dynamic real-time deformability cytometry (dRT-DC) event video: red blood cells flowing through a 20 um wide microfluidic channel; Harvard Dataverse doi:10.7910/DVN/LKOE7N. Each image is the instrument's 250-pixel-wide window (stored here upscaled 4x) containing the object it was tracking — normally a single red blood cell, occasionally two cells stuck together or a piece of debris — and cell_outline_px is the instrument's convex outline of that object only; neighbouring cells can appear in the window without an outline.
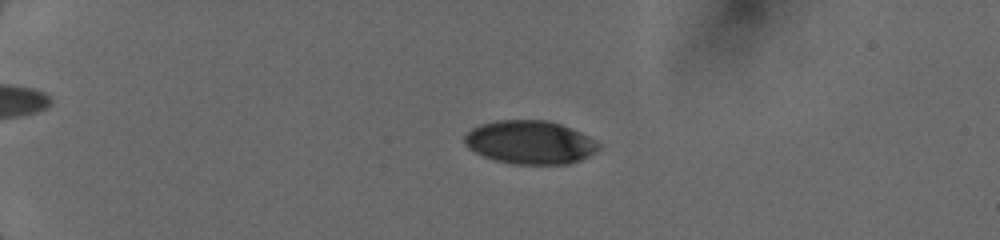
{"species": "human", "species_latin": "Homo sapiens", "temperature_condition": "cold", "stored_images_in_passage": 12, "camera_frame_rate_fps": 3000, "um_per_image_px": 0.085, "donor": {"sex": "female"}, "frame": {"image": 1, "passage_image": 5, "time_ms": 4.333, "image_size_px": [1000, 240], "cell_outline_px": [[600, 148], [588, 156], [580, 160], [568, 164], [512, 164], [496, 160], [484, 156], [468, 148], [464, 144], [464, 136], [472, 128], [480, 124], [496, 120], [548, 120], [560, 124], [580, 132], [600, 144]], "centroid_in_image_um": [45.03, 12.09], "position_along_channel_um": 40.0, "area_um2": 33.81}}
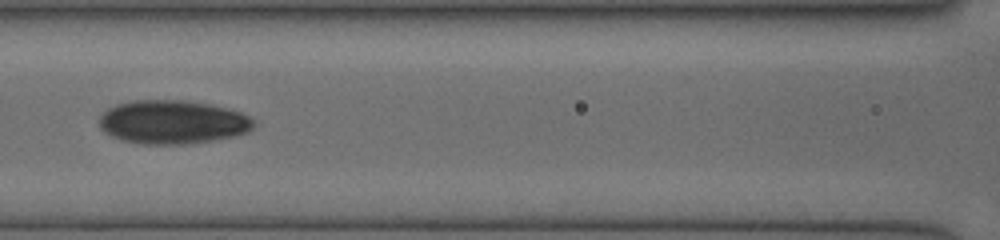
{"frame": {"image": 2, "passage_image": 9, "time_ms": 8.667, "image_size_px": [1000, 240], "cell_outline_px": [[256, 124], [248, 132], [236, 136], [188, 144], [140, 144], [120, 140], [104, 132], [100, 128], [100, 116], [108, 108], [116, 104], [136, 100], [184, 100], [208, 104], [240, 112], [256, 120]], "centroid_in_image_um": [14.67, 10.38], "position_along_channel_um": 151.9, "area_um2": 39.42}}
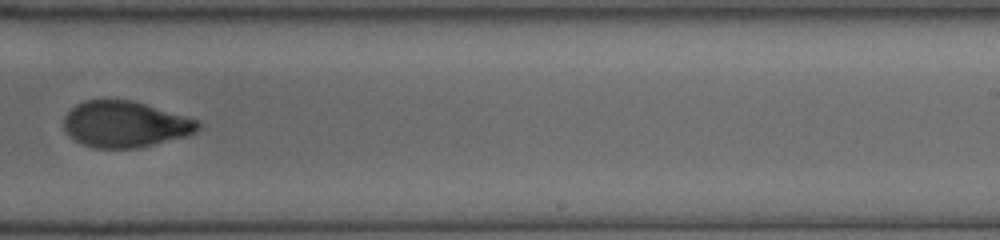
{"frame": {"image": 3, "passage_image": 12, "time_ms": 11.667, "image_size_px": [1000, 240], "cell_outline_px": [[200, 128], [196, 132], [188, 136], [136, 148], [92, 148], [80, 144], [64, 132], [64, 116], [76, 104], [84, 100], [132, 100], [200, 120]], "centroid_in_image_um": [10.63, 10.57], "position_along_channel_um": 278.4, "area_um2": 36.36}}